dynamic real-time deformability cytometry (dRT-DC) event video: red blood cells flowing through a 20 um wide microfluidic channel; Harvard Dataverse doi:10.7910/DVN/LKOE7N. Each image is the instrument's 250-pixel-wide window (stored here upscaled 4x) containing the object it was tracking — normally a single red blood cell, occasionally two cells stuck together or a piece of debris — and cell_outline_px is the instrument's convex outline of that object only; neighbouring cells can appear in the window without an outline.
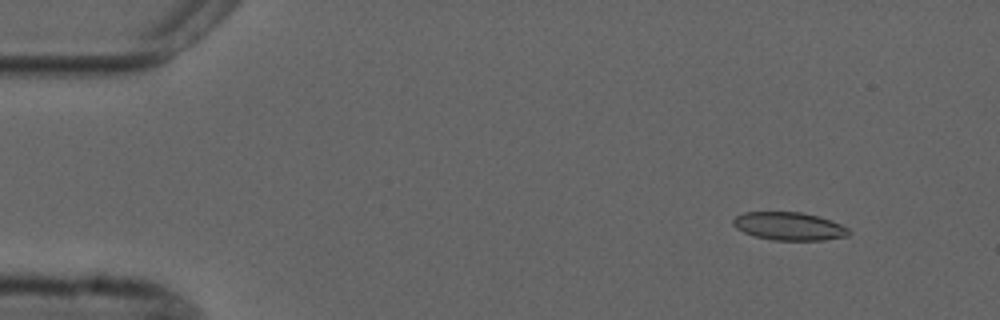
{"species": "common noctule bat (a hibernating species)", "species_latin": "Nyctalus noctula", "temperature_condition": "cold", "stored_images_in_passage": 5, "camera_frame_rate_fps": 3000, "um_per_image_px": 0.085, "animal": {"sex": "male", "forearm_length_mm": 52.5}, "frame": {"image": 1, "passage_image": 2, "time_ms": 1.0, "image_size_px": [1000, 320], "cell_outline_px": [[852, 232], [848, 236], [824, 240], [772, 240], [752, 236], [736, 228], [732, 224], [732, 220], [736, 216], [744, 212], [800, 212], [820, 216], [832, 220], [848, 228]], "centroid_in_image_um": [67.08, 19.23], "position_along_channel_um": 17.9, "area_um2": 19.13}}
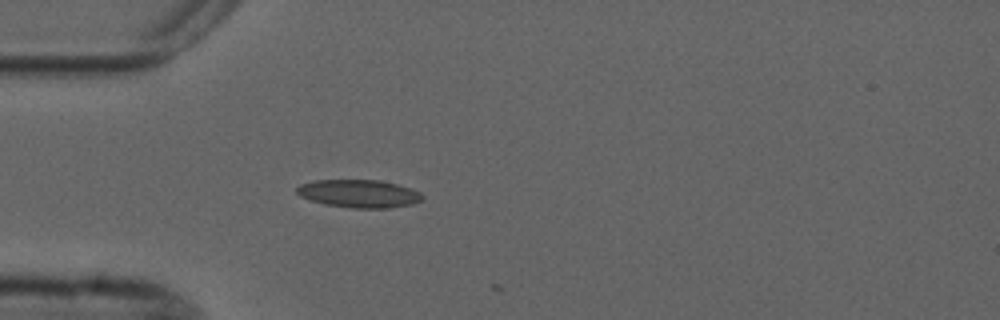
{"frame": {"image": 2, "passage_image": 5, "time_ms": 4.333, "image_size_px": [1000, 320], "cell_outline_px": [[424, 196], [420, 200], [412, 204], [388, 208], [352, 208], [324, 204], [308, 200], [300, 196], [296, 192], [296, 188], [300, 184], [316, 180], [380, 180], [396, 184], [420, 192]], "centroid_in_image_um": [30.47, 16.46], "position_along_channel_um": 54.5, "area_um2": 20.4}}